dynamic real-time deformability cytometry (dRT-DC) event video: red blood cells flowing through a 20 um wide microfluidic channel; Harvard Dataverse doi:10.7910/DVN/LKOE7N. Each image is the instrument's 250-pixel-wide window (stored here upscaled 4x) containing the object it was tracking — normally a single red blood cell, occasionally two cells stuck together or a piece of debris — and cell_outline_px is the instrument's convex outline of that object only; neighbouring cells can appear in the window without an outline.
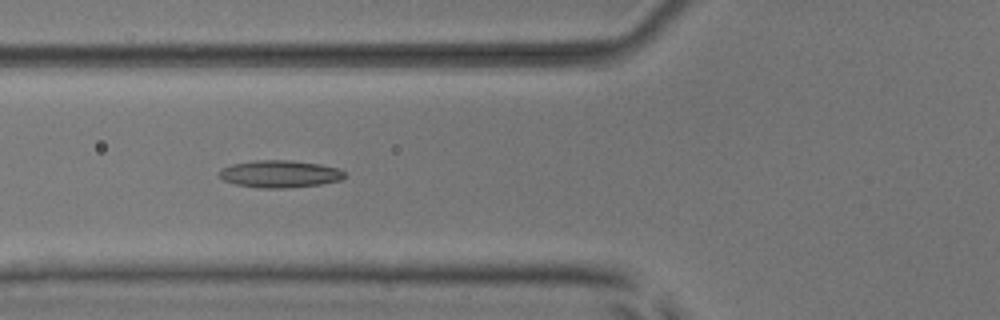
{"species": "common noctule bat (a hibernating species)", "species_latin": "Nyctalus noctula", "temperature_condition": "room temperature", "stored_images_in_passage": 39, "camera_frame_rate_fps": 3000, "um_per_image_px": 0.085, "animal": {"sex": "male", "body_mass_g": 17.9, "forearm_length_mm": 54.2}, "frame": {"image": 1, "passage_image": 6, "time_ms": 1.667, "image_size_px": [1000, 320], "cell_outline_px": [[344, 176], [340, 180], [320, 184], [288, 188], [256, 188], [236, 184], [224, 180], [220, 176], [220, 172], [224, 168], [232, 164], [256, 160], [288, 160], [320, 164], [340, 168], [344, 172]], "centroid_in_image_um": [23.81, 14.79], "position_along_channel_um": 102.0, "area_um2": 19.77}}
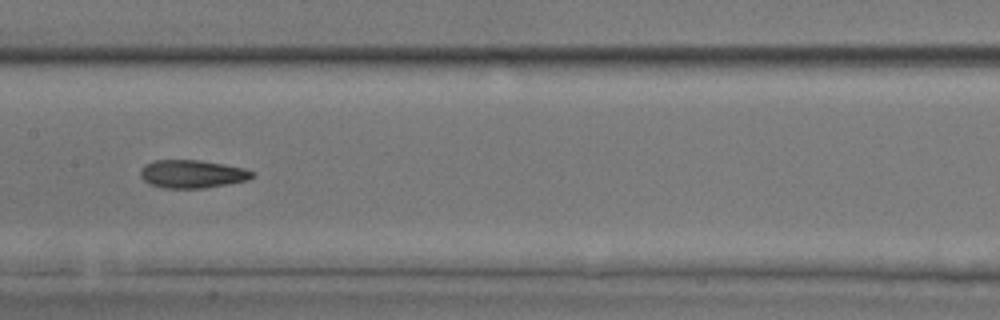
{"frame": {"image": 2, "passage_image": 13, "time_ms": 4.0, "image_size_px": [1000, 320], "cell_outline_px": [[252, 176], [248, 180], [228, 184], [204, 188], [164, 188], [148, 184], [140, 176], [140, 168], [144, 164], [156, 160], [200, 160], [224, 164], [244, 168], [252, 172]], "centroid_in_image_um": [16.29, 14.79], "position_along_channel_um": 191.1, "area_um2": 18.32}}
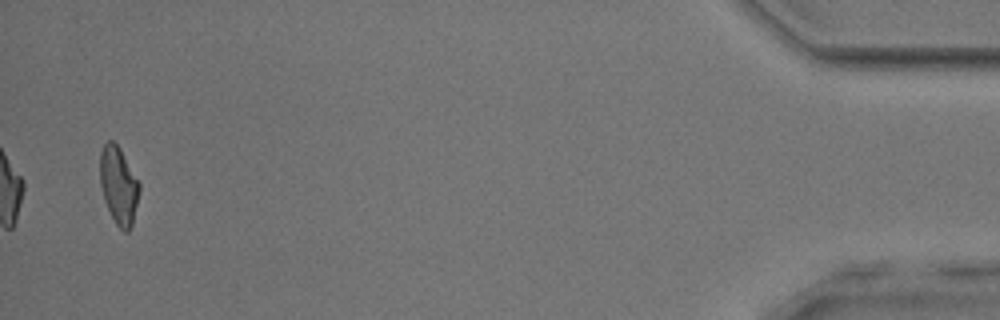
{"frame": {"image": 3, "passage_image": 38, "time_ms": 12.333, "image_size_px": [1000, 320], "cell_outline_px": [[140, 188], [132, 224], [128, 232], [124, 232], [116, 224], [104, 200], [100, 184], [100, 152], [104, 144], [108, 140], [112, 140], [120, 148], [140, 184]], "centroid_in_image_um": [10.07, 15.75], "position_along_channel_um": 425.1, "area_um2": 17.57}, "authors_computed_cell_mechanics": {"area_um2": 18.1492, "velocity_mm_per_s": 3.8196, "shape_relaxation_time_tau1_ms": null, "shape_relaxation_time_tau2_ms": 5.9264, "deformation_change_tau1": null, "deformation_change_tau2": 0.17}}